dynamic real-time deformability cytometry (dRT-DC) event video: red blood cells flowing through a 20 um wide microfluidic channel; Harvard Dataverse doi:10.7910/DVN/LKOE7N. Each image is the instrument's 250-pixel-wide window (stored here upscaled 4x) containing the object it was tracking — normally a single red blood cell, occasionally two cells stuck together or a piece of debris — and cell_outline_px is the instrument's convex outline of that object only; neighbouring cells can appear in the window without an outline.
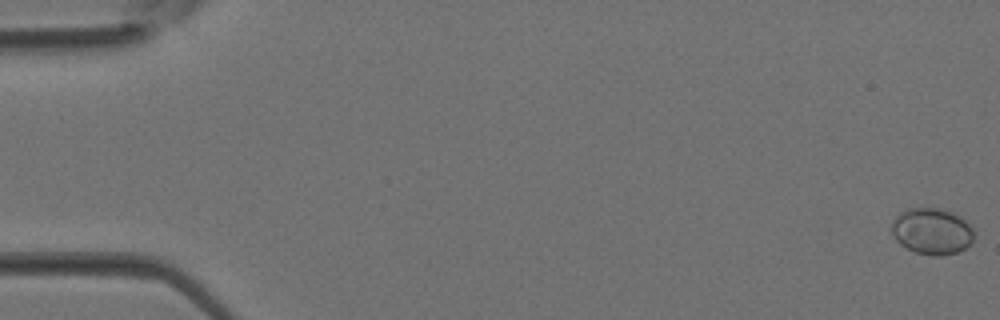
{"species": "Egyptian fruit bat (a non-hibernating species)", "species_latin": "Rousettus aegyptiacus", "temperature_condition": "room temperature", "stored_images_in_passage": 2, "camera_frame_rate_fps": 3000, "um_per_image_px": 0.085, "animal": {"sex": "female"}, "frame": {"image": 1, "passage_image": 1, "time_ms": 0.0, "image_size_px": [1000, 320], "cell_outline_px": [[976, 232], [972, 240], [964, 248], [956, 252], [940, 256], [932, 256], [916, 252], [900, 244], [896, 240], [892, 232], [892, 220], [900, 212], [908, 208], [940, 208], [956, 212]], "centroid_in_image_um": [79.21, 19.64], "position_along_channel_um": 5.8, "area_um2": 22.31}}